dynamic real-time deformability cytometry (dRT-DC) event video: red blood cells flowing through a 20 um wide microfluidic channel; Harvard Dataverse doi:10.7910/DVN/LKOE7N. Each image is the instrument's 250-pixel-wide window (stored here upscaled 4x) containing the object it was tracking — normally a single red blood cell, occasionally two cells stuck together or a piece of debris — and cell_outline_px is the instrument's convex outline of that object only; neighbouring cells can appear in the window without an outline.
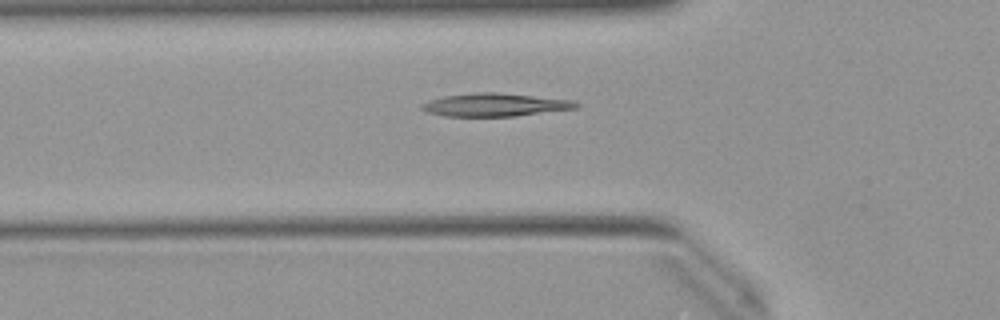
{"species": "Egyptian fruit bat (a non-hibernating species)", "species_latin": "Rousettus aegyptiacus", "temperature_condition": "warm", "stored_images_in_passage": 47, "camera_frame_rate_fps": 3000, "um_per_image_px": 0.085, "animal": {"sex": "female"}, "frame": {"image": 1, "passage_image": 17, "time_ms": 5.333, "image_size_px": [1000, 320], "cell_outline_px": [[580, 104], [576, 108], [516, 116], [444, 116], [428, 112], [420, 108], [420, 104], [428, 100], [444, 96], [476, 92], [496, 92], [572, 100]], "centroid_in_image_um": [42.03, 8.91], "position_along_channel_um": 83.8, "area_um2": 20.63}}
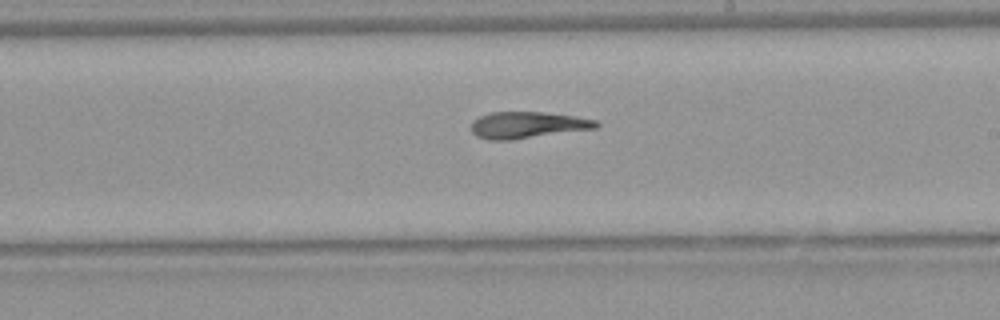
{"frame": {"image": 2, "passage_image": 29, "time_ms": 9.333, "image_size_px": [1000, 320], "cell_outline_px": [[600, 124], [596, 128], [512, 140], [488, 140], [476, 136], [472, 132], [472, 120], [480, 116], [492, 112], [544, 112], [572, 116], [596, 120]], "centroid_in_image_um": [44.8, 10.63], "position_along_channel_um": 244.2, "area_um2": 19.25}}
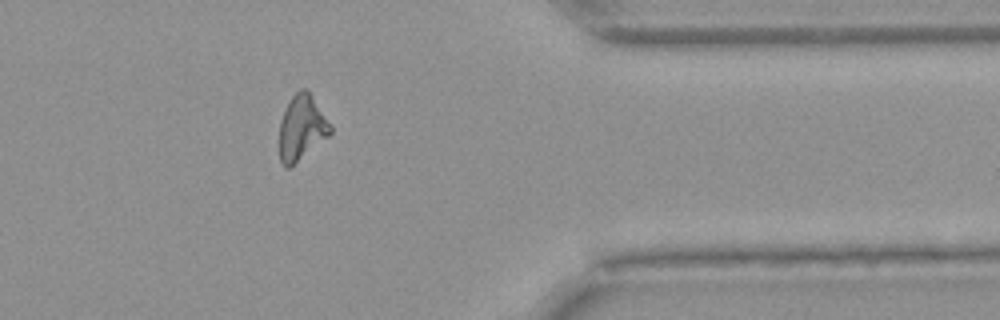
{"frame": {"image": 3, "passage_image": 41, "time_ms": 13.333, "image_size_px": [1000, 320], "cell_outline_px": [[332, 132], [328, 136], [288, 168], [284, 168], [280, 160], [280, 120], [292, 96], [300, 88], [308, 88], [332, 124]], "centroid_in_image_um": [25.67, 10.81], "position_along_channel_um": 385.7, "area_um2": 19.25}, "authors_computed_cell_mechanics": {"area_um2": 19.8254, "velocity_mm_per_s": 4.0099, "shape_relaxation_time_tau1_ms": null, "shape_relaxation_time_tau2_ms": 8.3389, "deformation_change_tau1": null, "deformation_change_tau2": 0.204}}